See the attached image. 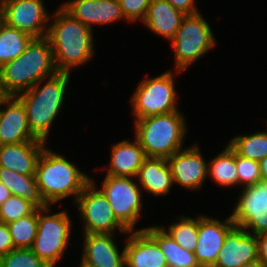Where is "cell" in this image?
I'll return each mask as SVG.
<instances>
[{"label": "cell", "mask_w": 267, "mask_h": 267, "mask_svg": "<svg viewBox=\"0 0 267 267\" xmlns=\"http://www.w3.org/2000/svg\"><path fill=\"white\" fill-rule=\"evenodd\" d=\"M208 177L220 186H239L235 151L227 144L223 151L208 162Z\"/></svg>", "instance_id": "484cf974"}, {"label": "cell", "mask_w": 267, "mask_h": 267, "mask_svg": "<svg viewBox=\"0 0 267 267\" xmlns=\"http://www.w3.org/2000/svg\"><path fill=\"white\" fill-rule=\"evenodd\" d=\"M11 195V191L0 181V205L6 202Z\"/></svg>", "instance_id": "74e56055"}, {"label": "cell", "mask_w": 267, "mask_h": 267, "mask_svg": "<svg viewBox=\"0 0 267 267\" xmlns=\"http://www.w3.org/2000/svg\"><path fill=\"white\" fill-rule=\"evenodd\" d=\"M45 146L43 141L0 145V166L19 174L35 175L37 161Z\"/></svg>", "instance_id": "ffe728a7"}, {"label": "cell", "mask_w": 267, "mask_h": 267, "mask_svg": "<svg viewBox=\"0 0 267 267\" xmlns=\"http://www.w3.org/2000/svg\"><path fill=\"white\" fill-rule=\"evenodd\" d=\"M258 242V260L267 267V232L256 236Z\"/></svg>", "instance_id": "8d00e7d4"}, {"label": "cell", "mask_w": 267, "mask_h": 267, "mask_svg": "<svg viewBox=\"0 0 267 267\" xmlns=\"http://www.w3.org/2000/svg\"><path fill=\"white\" fill-rule=\"evenodd\" d=\"M182 248L194 252L198 239V218L179 216L176 223L168 226V231L161 226Z\"/></svg>", "instance_id": "f546056e"}, {"label": "cell", "mask_w": 267, "mask_h": 267, "mask_svg": "<svg viewBox=\"0 0 267 267\" xmlns=\"http://www.w3.org/2000/svg\"><path fill=\"white\" fill-rule=\"evenodd\" d=\"M50 208L38 209L37 234L31 250L49 267H55L70 244L72 221L66 210L52 214Z\"/></svg>", "instance_id": "52a82bcc"}, {"label": "cell", "mask_w": 267, "mask_h": 267, "mask_svg": "<svg viewBox=\"0 0 267 267\" xmlns=\"http://www.w3.org/2000/svg\"><path fill=\"white\" fill-rule=\"evenodd\" d=\"M82 259L94 267H125V251L116 246L114 234L83 233Z\"/></svg>", "instance_id": "d6986e66"}, {"label": "cell", "mask_w": 267, "mask_h": 267, "mask_svg": "<svg viewBox=\"0 0 267 267\" xmlns=\"http://www.w3.org/2000/svg\"><path fill=\"white\" fill-rule=\"evenodd\" d=\"M46 38L52 47L53 59L59 73L86 64L94 55L93 30L72 17L61 6L53 13Z\"/></svg>", "instance_id": "6da1fadb"}, {"label": "cell", "mask_w": 267, "mask_h": 267, "mask_svg": "<svg viewBox=\"0 0 267 267\" xmlns=\"http://www.w3.org/2000/svg\"><path fill=\"white\" fill-rule=\"evenodd\" d=\"M7 95L3 92L1 87V80H0V102L6 97Z\"/></svg>", "instance_id": "b9f144b4"}, {"label": "cell", "mask_w": 267, "mask_h": 267, "mask_svg": "<svg viewBox=\"0 0 267 267\" xmlns=\"http://www.w3.org/2000/svg\"><path fill=\"white\" fill-rule=\"evenodd\" d=\"M242 188L230 215L234 225L256 236L267 232V182Z\"/></svg>", "instance_id": "8fae6325"}, {"label": "cell", "mask_w": 267, "mask_h": 267, "mask_svg": "<svg viewBox=\"0 0 267 267\" xmlns=\"http://www.w3.org/2000/svg\"><path fill=\"white\" fill-rule=\"evenodd\" d=\"M132 177L106 175L100 191L106 196L116 218L129 230L134 231L142 213V191Z\"/></svg>", "instance_id": "30bf717a"}, {"label": "cell", "mask_w": 267, "mask_h": 267, "mask_svg": "<svg viewBox=\"0 0 267 267\" xmlns=\"http://www.w3.org/2000/svg\"><path fill=\"white\" fill-rule=\"evenodd\" d=\"M2 8H1V3H0V24L2 23Z\"/></svg>", "instance_id": "7bdbcfd3"}, {"label": "cell", "mask_w": 267, "mask_h": 267, "mask_svg": "<svg viewBox=\"0 0 267 267\" xmlns=\"http://www.w3.org/2000/svg\"><path fill=\"white\" fill-rule=\"evenodd\" d=\"M10 230L14 248H31L38 228V209L30 215L7 224Z\"/></svg>", "instance_id": "f1b7e54d"}, {"label": "cell", "mask_w": 267, "mask_h": 267, "mask_svg": "<svg viewBox=\"0 0 267 267\" xmlns=\"http://www.w3.org/2000/svg\"><path fill=\"white\" fill-rule=\"evenodd\" d=\"M197 144L185 147L167 158L173 182L189 190H197L208 177V163Z\"/></svg>", "instance_id": "5bb4252c"}, {"label": "cell", "mask_w": 267, "mask_h": 267, "mask_svg": "<svg viewBox=\"0 0 267 267\" xmlns=\"http://www.w3.org/2000/svg\"><path fill=\"white\" fill-rule=\"evenodd\" d=\"M27 141L40 140L31 133L22 101L15 95H7L0 102V145Z\"/></svg>", "instance_id": "9a60e30c"}, {"label": "cell", "mask_w": 267, "mask_h": 267, "mask_svg": "<svg viewBox=\"0 0 267 267\" xmlns=\"http://www.w3.org/2000/svg\"><path fill=\"white\" fill-rule=\"evenodd\" d=\"M0 181L11 191L12 195L22 197L36 209L47 207L35 175H23L0 166Z\"/></svg>", "instance_id": "d4e9b609"}, {"label": "cell", "mask_w": 267, "mask_h": 267, "mask_svg": "<svg viewBox=\"0 0 267 267\" xmlns=\"http://www.w3.org/2000/svg\"><path fill=\"white\" fill-rule=\"evenodd\" d=\"M80 267H94L93 265L86 262L84 259L81 258Z\"/></svg>", "instance_id": "60d3db41"}, {"label": "cell", "mask_w": 267, "mask_h": 267, "mask_svg": "<svg viewBox=\"0 0 267 267\" xmlns=\"http://www.w3.org/2000/svg\"><path fill=\"white\" fill-rule=\"evenodd\" d=\"M57 72L49 40L33 38L20 56L0 68L1 87L16 96Z\"/></svg>", "instance_id": "7a4b0ae2"}, {"label": "cell", "mask_w": 267, "mask_h": 267, "mask_svg": "<svg viewBox=\"0 0 267 267\" xmlns=\"http://www.w3.org/2000/svg\"><path fill=\"white\" fill-rule=\"evenodd\" d=\"M128 22H143L152 0H118Z\"/></svg>", "instance_id": "836d02e7"}, {"label": "cell", "mask_w": 267, "mask_h": 267, "mask_svg": "<svg viewBox=\"0 0 267 267\" xmlns=\"http://www.w3.org/2000/svg\"><path fill=\"white\" fill-rule=\"evenodd\" d=\"M32 39L29 34L2 22L0 24V68L20 56Z\"/></svg>", "instance_id": "4316f807"}, {"label": "cell", "mask_w": 267, "mask_h": 267, "mask_svg": "<svg viewBox=\"0 0 267 267\" xmlns=\"http://www.w3.org/2000/svg\"><path fill=\"white\" fill-rule=\"evenodd\" d=\"M197 217L198 239L194 254L200 267H213L227 234L235 225L230 215L224 221L206 215Z\"/></svg>", "instance_id": "4fadbf2b"}, {"label": "cell", "mask_w": 267, "mask_h": 267, "mask_svg": "<svg viewBox=\"0 0 267 267\" xmlns=\"http://www.w3.org/2000/svg\"><path fill=\"white\" fill-rule=\"evenodd\" d=\"M258 260L256 235L235 226L226 236L213 267H239Z\"/></svg>", "instance_id": "e0dca14e"}, {"label": "cell", "mask_w": 267, "mask_h": 267, "mask_svg": "<svg viewBox=\"0 0 267 267\" xmlns=\"http://www.w3.org/2000/svg\"><path fill=\"white\" fill-rule=\"evenodd\" d=\"M174 74V75H173ZM172 70L154 78H145L139 82L131 97V106L135 119L178 111L177 93Z\"/></svg>", "instance_id": "ba28073f"}, {"label": "cell", "mask_w": 267, "mask_h": 267, "mask_svg": "<svg viewBox=\"0 0 267 267\" xmlns=\"http://www.w3.org/2000/svg\"><path fill=\"white\" fill-rule=\"evenodd\" d=\"M175 9L184 15H194L199 13L195 5V0H167Z\"/></svg>", "instance_id": "d590c367"}, {"label": "cell", "mask_w": 267, "mask_h": 267, "mask_svg": "<svg viewBox=\"0 0 267 267\" xmlns=\"http://www.w3.org/2000/svg\"><path fill=\"white\" fill-rule=\"evenodd\" d=\"M83 222V233L123 234L130 232L115 216L106 196L97 188L95 180L85 186L75 203ZM116 230V231H115Z\"/></svg>", "instance_id": "9c48e42d"}, {"label": "cell", "mask_w": 267, "mask_h": 267, "mask_svg": "<svg viewBox=\"0 0 267 267\" xmlns=\"http://www.w3.org/2000/svg\"><path fill=\"white\" fill-rule=\"evenodd\" d=\"M35 178L48 206L73 196L75 202L91 181L73 162L46 146L37 161Z\"/></svg>", "instance_id": "3957f363"}, {"label": "cell", "mask_w": 267, "mask_h": 267, "mask_svg": "<svg viewBox=\"0 0 267 267\" xmlns=\"http://www.w3.org/2000/svg\"><path fill=\"white\" fill-rule=\"evenodd\" d=\"M261 181L267 182V156L259 161Z\"/></svg>", "instance_id": "f35d334b"}, {"label": "cell", "mask_w": 267, "mask_h": 267, "mask_svg": "<svg viewBox=\"0 0 267 267\" xmlns=\"http://www.w3.org/2000/svg\"><path fill=\"white\" fill-rule=\"evenodd\" d=\"M61 7L91 30L96 24L126 20L118 0H69Z\"/></svg>", "instance_id": "2e32d148"}, {"label": "cell", "mask_w": 267, "mask_h": 267, "mask_svg": "<svg viewBox=\"0 0 267 267\" xmlns=\"http://www.w3.org/2000/svg\"><path fill=\"white\" fill-rule=\"evenodd\" d=\"M46 79L16 95L25 107L31 133L45 143L64 104L70 74L57 72ZM42 81L46 82L40 87Z\"/></svg>", "instance_id": "277c9868"}, {"label": "cell", "mask_w": 267, "mask_h": 267, "mask_svg": "<svg viewBox=\"0 0 267 267\" xmlns=\"http://www.w3.org/2000/svg\"><path fill=\"white\" fill-rule=\"evenodd\" d=\"M238 155L255 161L267 156V131L237 135L228 144Z\"/></svg>", "instance_id": "83f0119b"}, {"label": "cell", "mask_w": 267, "mask_h": 267, "mask_svg": "<svg viewBox=\"0 0 267 267\" xmlns=\"http://www.w3.org/2000/svg\"><path fill=\"white\" fill-rule=\"evenodd\" d=\"M185 16L167 0H152L142 23L151 32L171 41Z\"/></svg>", "instance_id": "603a6c76"}, {"label": "cell", "mask_w": 267, "mask_h": 267, "mask_svg": "<svg viewBox=\"0 0 267 267\" xmlns=\"http://www.w3.org/2000/svg\"><path fill=\"white\" fill-rule=\"evenodd\" d=\"M239 267H265L259 260L240 265Z\"/></svg>", "instance_id": "ab89813d"}, {"label": "cell", "mask_w": 267, "mask_h": 267, "mask_svg": "<svg viewBox=\"0 0 267 267\" xmlns=\"http://www.w3.org/2000/svg\"><path fill=\"white\" fill-rule=\"evenodd\" d=\"M159 245L168 267H200L194 252L182 248L161 226L140 228Z\"/></svg>", "instance_id": "cb8c5ba5"}, {"label": "cell", "mask_w": 267, "mask_h": 267, "mask_svg": "<svg viewBox=\"0 0 267 267\" xmlns=\"http://www.w3.org/2000/svg\"><path fill=\"white\" fill-rule=\"evenodd\" d=\"M122 140L115 143L111 149L110 165H108L107 174L114 177H132L135 178L138 170L146 158L143 148L138 140Z\"/></svg>", "instance_id": "44dd1931"}, {"label": "cell", "mask_w": 267, "mask_h": 267, "mask_svg": "<svg viewBox=\"0 0 267 267\" xmlns=\"http://www.w3.org/2000/svg\"><path fill=\"white\" fill-rule=\"evenodd\" d=\"M13 249L15 248L9 227L6 223L0 222V257L4 256Z\"/></svg>", "instance_id": "e575fe53"}, {"label": "cell", "mask_w": 267, "mask_h": 267, "mask_svg": "<svg viewBox=\"0 0 267 267\" xmlns=\"http://www.w3.org/2000/svg\"><path fill=\"white\" fill-rule=\"evenodd\" d=\"M44 0H4L1 3L2 21L9 27L33 38L46 37L51 15Z\"/></svg>", "instance_id": "7c38bea8"}, {"label": "cell", "mask_w": 267, "mask_h": 267, "mask_svg": "<svg viewBox=\"0 0 267 267\" xmlns=\"http://www.w3.org/2000/svg\"><path fill=\"white\" fill-rule=\"evenodd\" d=\"M175 50V72L180 74L216 45L211 26L201 12L186 15L175 37L170 41Z\"/></svg>", "instance_id": "8992f818"}, {"label": "cell", "mask_w": 267, "mask_h": 267, "mask_svg": "<svg viewBox=\"0 0 267 267\" xmlns=\"http://www.w3.org/2000/svg\"><path fill=\"white\" fill-rule=\"evenodd\" d=\"M124 251L125 267H168L158 243L145 230L128 232Z\"/></svg>", "instance_id": "ac0fdd59"}, {"label": "cell", "mask_w": 267, "mask_h": 267, "mask_svg": "<svg viewBox=\"0 0 267 267\" xmlns=\"http://www.w3.org/2000/svg\"><path fill=\"white\" fill-rule=\"evenodd\" d=\"M235 161L241 187L254 185L261 181L259 162L242 157L235 152Z\"/></svg>", "instance_id": "d6a6232c"}, {"label": "cell", "mask_w": 267, "mask_h": 267, "mask_svg": "<svg viewBox=\"0 0 267 267\" xmlns=\"http://www.w3.org/2000/svg\"><path fill=\"white\" fill-rule=\"evenodd\" d=\"M35 209L22 197L11 195L6 202L0 205V222L8 224L30 215Z\"/></svg>", "instance_id": "1f68e13d"}, {"label": "cell", "mask_w": 267, "mask_h": 267, "mask_svg": "<svg viewBox=\"0 0 267 267\" xmlns=\"http://www.w3.org/2000/svg\"><path fill=\"white\" fill-rule=\"evenodd\" d=\"M178 110L135 120V138L146 157L169 158L183 149L187 125Z\"/></svg>", "instance_id": "5b68a950"}, {"label": "cell", "mask_w": 267, "mask_h": 267, "mask_svg": "<svg viewBox=\"0 0 267 267\" xmlns=\"http://www.w3.org/2000/svg\"><path fill=\"white\" fill-rule=\"evenodd\" d=\"M0 267H49L31 248H15L0 257Z\"/></svg>", "instance_id": "4dcf8cb0"}, {"label": "cell", "mask_w": 267, "mask_h": 267, "mask_svg": "<svg viewBox=\"0 0 267 267\" xmlns=\"http://www.w3.org/2000/svg\"><path fill=\"white\" fill-rule=\"evenodd\" d=\"M135 178L141 189L154 195H167L174 185L167 158L146 157Z\"/></svg>", "instance_id": "7402d4cb"}]
</instances>
